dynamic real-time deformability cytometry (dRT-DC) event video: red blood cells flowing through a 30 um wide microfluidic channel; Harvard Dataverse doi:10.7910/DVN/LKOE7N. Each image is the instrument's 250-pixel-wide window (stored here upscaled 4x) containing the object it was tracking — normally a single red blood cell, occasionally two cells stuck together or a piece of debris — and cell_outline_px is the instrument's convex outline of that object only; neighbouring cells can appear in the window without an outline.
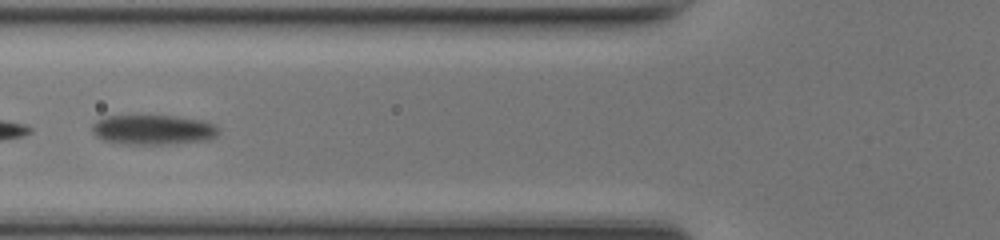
{"species": "common noctule bat (a hibernating species)", "species_latin": "Nyctalus noctula", "temperature_condition": "room temperature", "stored_images_in_passage": 13, "camera_frame_rate_fps": 3000, "um_per_image_px": 0.085, "animal": {"sex": "female", "body_mass_g": 17.0, "forearm_length_mm": 48.0}, "frame": {"image": 1, "passage_image": 11, "time_ms": 3.333, "image_size_px": [1000, 240], "cell_outline_px": [[220, 132], [216, 136], [208, 140], [176, 144], [124, 144], [104, 140], [96, 136], [92, 132], [92, 124], [96, 120], [108, 116], [176, 116], [200, 120], [212, 124], [220, 128]], "centroid_in_image_um": [13.03, 11.04], "position_along_channel_um": 112.8, "area_um2": 22.08}}